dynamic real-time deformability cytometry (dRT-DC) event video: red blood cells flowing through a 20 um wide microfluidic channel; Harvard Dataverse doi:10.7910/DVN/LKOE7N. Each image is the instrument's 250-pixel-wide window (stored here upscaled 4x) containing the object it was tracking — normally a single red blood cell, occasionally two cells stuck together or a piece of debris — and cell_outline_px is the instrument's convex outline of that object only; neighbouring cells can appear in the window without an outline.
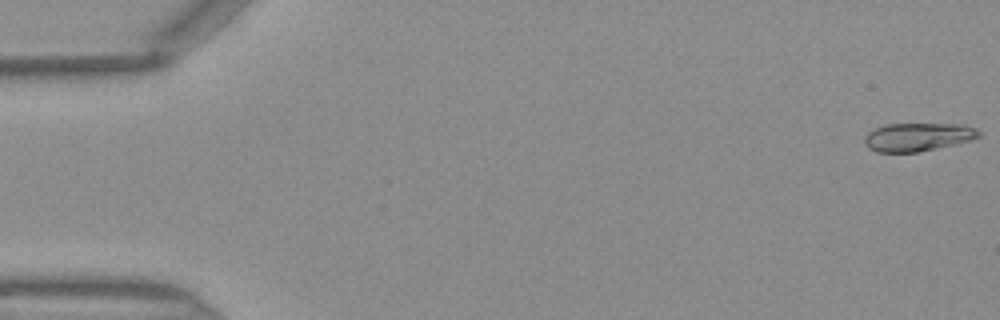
{"species": "Egyptian fruit bat (a non-hibernating species)", "species_latin": "Rousettus aegyptiacus", "temperature_condition": "warm", "stored_images_in_passage": 47, "camera_frame_rate_fps": 3000, "um_per_image_px": 0.085, "frame": {"image": 1, "passage_image": 1, "time_ms": 0.0, "image_size_px": [1000, 320], "cell_outline_px": [[980, 136], [972, 140], [936, 148], [916, 152], [876, 152], [868, 148], [864, 144], [864, 136], [868, 132], [884, 124], [964, 124], [976, 128], [980, 132]], "centroid_in_image_um": [78.0, 11.64], "position_along_channel_um": 7.0, "area_um2": 18.9}}
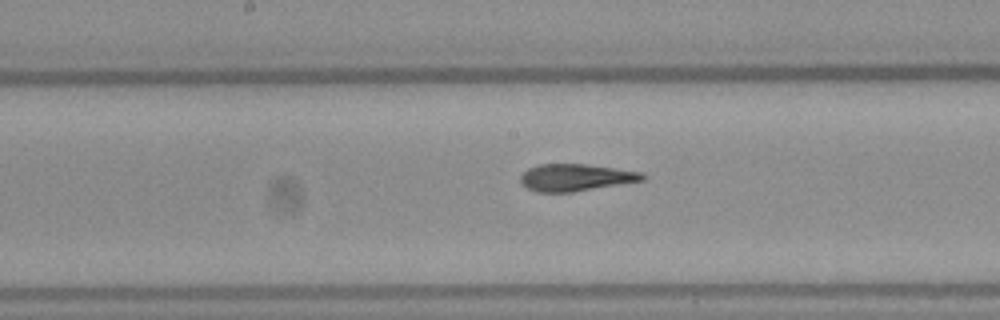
{"frame": {"image": 2, "passage_image": 24, "time_ms": 7.667, "image_size_px": [1000, 320], "cell_outline_px": [[644, 180], [572, 192], [536, 192], [520, 184], [520, 176], [528, 168], [540, 164], [584, 164], [644, 172]], "centroid_in_image_um": [48.89, 15.08], "position_along_channel_um": 199.3, "area_um2": 19.13}}
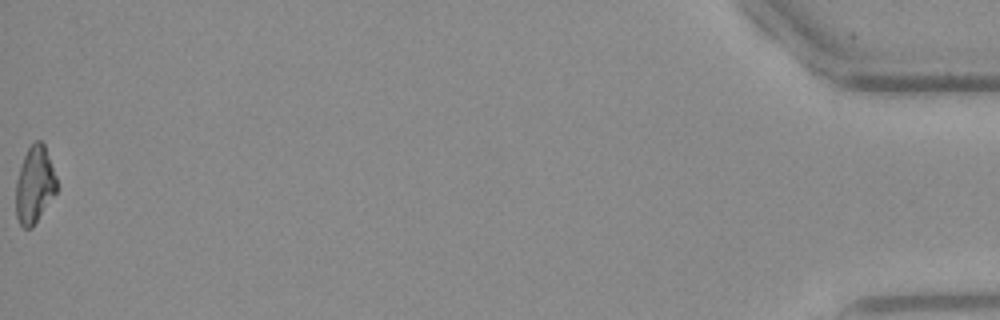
{"frame": {"image": 3, "passage_image": 47, "time_ms": 15.333, "image_size_px": [1000, 320], "cell_outline_px": [[56, 192], [32, 228], [24, 228], [20, 224], [16, 216], [16, 180], [24, 156], [28, 148], [36, 140], [40, 140], [44, 144], [56, 176]], "centroid_in_image_um": [2.93, 15.72], "position_along_channel_um": 432.3, "area_um2": 18.03}}